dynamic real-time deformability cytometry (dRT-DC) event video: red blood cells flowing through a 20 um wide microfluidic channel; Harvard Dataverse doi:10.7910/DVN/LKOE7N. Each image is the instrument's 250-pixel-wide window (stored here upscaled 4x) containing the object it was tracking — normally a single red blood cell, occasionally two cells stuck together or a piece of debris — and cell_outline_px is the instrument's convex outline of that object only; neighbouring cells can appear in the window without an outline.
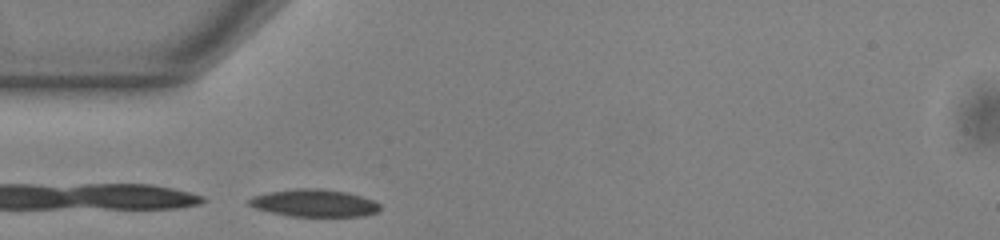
{"species": "common noctule bat (a hibernating species)", "species_latin": "Nyctalus noctula", "temperature_condition": "warm", "stored_images_in_passage": 38, "camera_frame_rate_fps": 3000, "um_per_image_px": 0.085, "animal": {"sex": "male", "body_mass_g": 13.0, "forearm_length_mm": 53.1}, "frame": {"image": 1, "passage_image": 1, "time_ms": 0.0, "image_size_px": [1000, 240], "cell_outline_px": [[380, 212], [364, 216], [288, 216], [256, 208], [248, 204], [248, 200], [252, 196], [268, 192], [296, 188], [320, 188], [348, 192], [372, 200], [380, 204]], "centroid_in_image_um": [26.73, 17.25], "position_along_channel_um": 58.3, "area_um2": 20.98}}
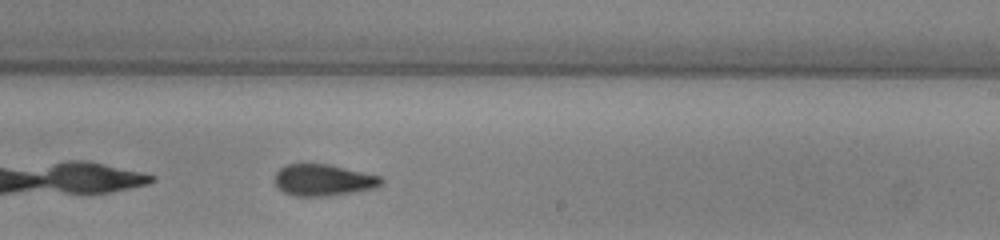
{"frame": {"image": 2, "passage_image": 17, "time_ms": 5.333, "image_size_px": [1000, 240], "cell_outline_px": [[384, 184], [376, 188], [328, 196], [296, 196], [284, 192], [272, 180], [276, 172], [280, 168], [288, 164], [328, 164], [380, 176], [384, 180]], "centroid_in_image_um": [27.49, 15.31], "position_along_channel_um": 261.5, "area_um2": 19.59}}
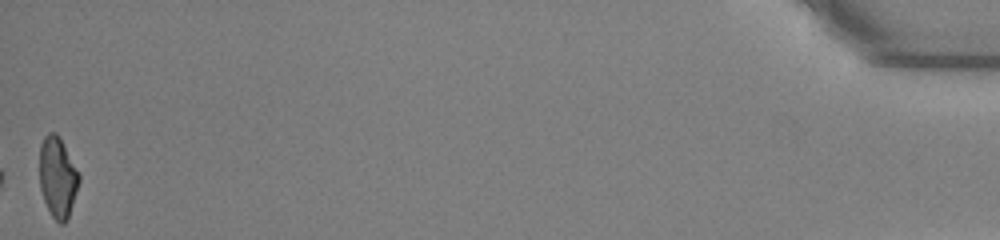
{"frame": {"image": 3, "passage_image": 38, "time_ms": 12.333, "image_size_px": [1000, 240], "cell_outline_px": [[80, 180], [68, 220], [64, 224], [60, 224], [52, 216], [44, 200], [40, 188], [40, 144], [44, 136], [48, 132], [56, 132], [60, 136], [80, 172]], "centroid_in_image_um": [4.92, 15.04], "position_along_channel_um": 430.3, "area_um2": 18.9}, "authors_computed_cell_mechanics": {"area_um2": 19.5942, "velocity_mm_per_s": 3.8749, "shape_relaxation_time_tau1_ms": 5.2049, "shape_relaxation_time_tau2_ms": 2.8871, "deformation_change_tau1": 0.1698, "deformation_change_tau2": 0.1025}}